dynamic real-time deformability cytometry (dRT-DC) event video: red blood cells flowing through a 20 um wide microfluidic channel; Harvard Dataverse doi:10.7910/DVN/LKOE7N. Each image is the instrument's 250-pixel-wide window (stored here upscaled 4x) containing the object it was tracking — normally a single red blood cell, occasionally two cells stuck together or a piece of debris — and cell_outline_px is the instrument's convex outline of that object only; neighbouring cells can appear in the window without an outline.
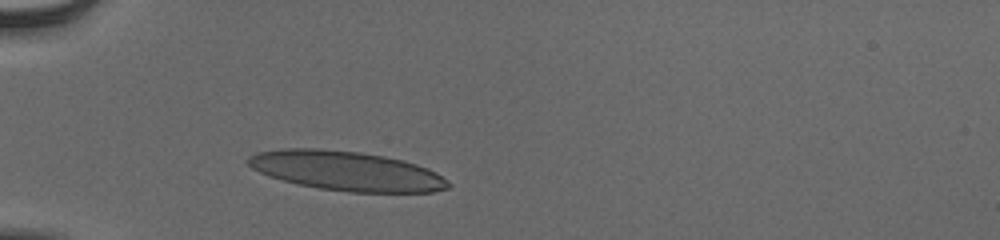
{"species": "human", "species_latin": "Homo sapiens", "temperature_condition": "cold", "stored_images_in_passage": 36, "camera_frame_rate_fps": 3000, "um_per_image_px": 0.085, "donor": {"sex": "male"}, "frame": {"image": 1, "passage_image": 6, "time_ms": 1.667, "image_size_px": [1000, 240], "cell_outline_px": [[452, 184], [448, 188], [432, 192], [352, 192], [320, 188], [300, 184], [268, 176], [252, 168], [244, 160], [248, 156], [256, 152], [284, 148], [320, 148], [360, 152], [384, 156], [404, 160], [428, 168], [436, 172], [448, 180]], "centroid_in_image_um": [29.45, 14.51], "position_along_channel_um": 55.6, "area_um2": 46.12}}
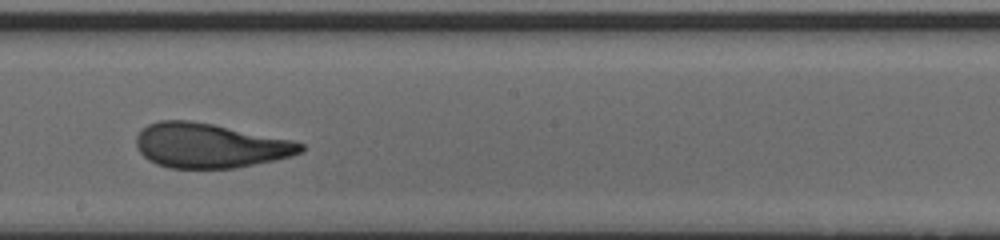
{"frame": {"image": 2, "passage_image": 21, "time_ms": 6.667, "image_size_px": [1000, 240], "cell_outline_px": [[304, 148], [300, 152], [292, 156], [236, 168], [168, 168], [156, 164], [148, 160], [140, 152], [136, 144], [136, 136], [140, 128], [148, 124], [160, 120], [188, 120], [212, 124], [292, 140], [304, 144]], "centroid_in_image_um": [17.78, 12.37], "position_along_channel_um": 230.4, "area_um2": 42.66}}
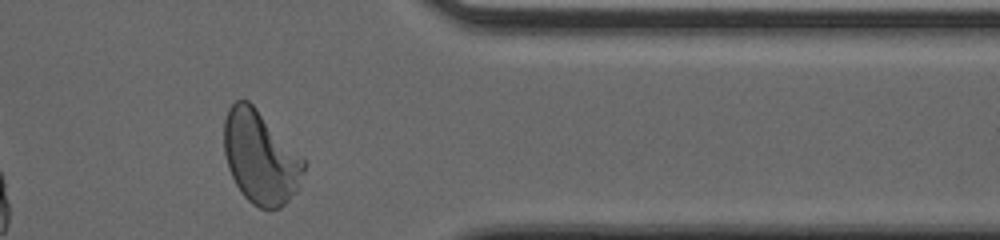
{"frame": {"image": 3, "passage_image": 34, "time_ms": 11.0, "image_size_px": [1000, 240], "cell_outline_px": [[308, 164], [296, 192], [280, 208], [260, 208], [252, 204], [244, 196], [236, 184], [228, 168], [224, 152], [224, 120], [228, 108], [236, 100], [248, 100], [256, 108]], "centroid_in_image_um": [22.13, 13.39], "position_along_channel_um": 389.3, "area_um2": 42.77}, "authors_computed_cell_mechanics": {"area_um2": 43.1188, "velocity_mm_per_s": 3.8744, "shape_relaxation_time_tau1_ms": 5.0011, "shape_relaxation_time_tau2_ms": 1.007, "deformation_change_tau1": 0.2194, "deformation_change_tau2": 0.0833}}